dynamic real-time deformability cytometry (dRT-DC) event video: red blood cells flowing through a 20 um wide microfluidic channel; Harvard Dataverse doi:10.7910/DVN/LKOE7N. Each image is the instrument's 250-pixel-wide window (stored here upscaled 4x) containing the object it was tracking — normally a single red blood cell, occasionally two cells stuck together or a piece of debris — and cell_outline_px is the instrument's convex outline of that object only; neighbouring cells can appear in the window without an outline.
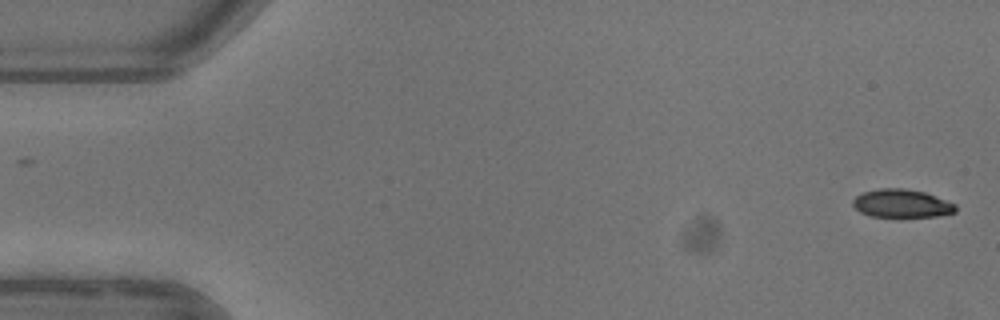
{"species": "common noctule bat (a hibernating species)", "species_latin": "Nyctalus noctula", "temperature_condition": "warm", "stored_images_in_passage": 4, "camera_frame_rate_fps": 3000, "um_per_image_px": 0.085, "animal": {"sex": "female"}, "frame": {"image": 1, "passage_image": 1, "time_ms": 0.0, "image_size_px": [1000, 320], "cell_outline_px": [[956, 212], [936, 216], [900, 220], [868, 216], [860, 212], [852, 204], [852, 200], [856, 196], [864, 192], [880, 188], [904, 188], [924, 192], [956, 204]], "centroid_in_image_um": [76.62, 17.35], "position_along_channel_um": 8.4, "area_um2": 17.69}}
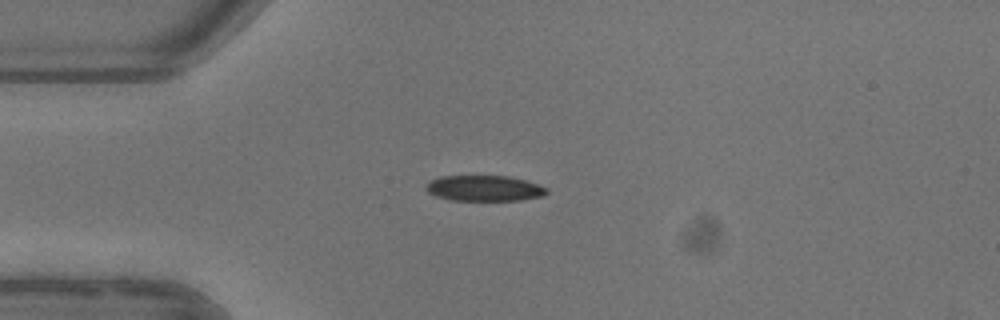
{"frame": {"image": 2, "passage_image": 4, "time_ms": 4.0, "image_size_px": [1000, 320], "cell_outline_px": [[548, 192], [544, 196], [520, 200], [452, 200], [436, 196], [428, 192], [424, 188], [432, 180], [440, 176], [508, 176], [524, 180], [548, 188]], "centroid_in_image_um": [41.18, 16.0], "position_along_channel_um": 43.8, "area_um2": 17.92}}